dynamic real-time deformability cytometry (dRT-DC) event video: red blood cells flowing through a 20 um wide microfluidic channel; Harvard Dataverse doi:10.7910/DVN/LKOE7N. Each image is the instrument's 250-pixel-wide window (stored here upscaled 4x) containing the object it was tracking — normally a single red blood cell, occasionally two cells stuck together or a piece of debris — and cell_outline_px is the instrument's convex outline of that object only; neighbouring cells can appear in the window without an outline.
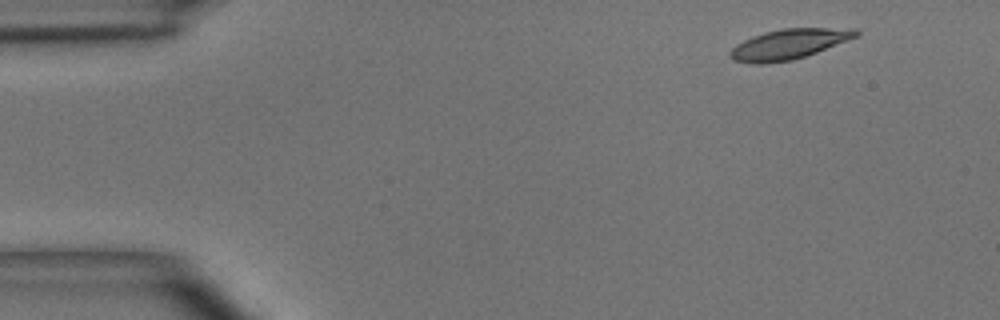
{"species": "common noctule bat (a hibernating species)", "species_latin": "Nyctalus noctula", "temperature_condition": "room temperature", "stored_images_in_passage": 4, "camera_frame_rate_fps": 3000, "um_per_image_px": 0.085, "animal": {"sex": "male", "body_mass_g": 15.6}, "frame": {"image": 1, "passage_image": 1, "time_ms": 0.0, "image_size_px": [1000, 320], "cell_outline_px": [[860, 36], [816, 52], [792, 60], [764, 64], [752, 64], [732, 60], [728, 56], [728, 52], [736, 44], [752, 36], [764, 32], [784, 28], [856, 28], [860, 32]], "centroid_in_image_um": [67.04, 3.75], "position_along_channel_um": 18.0, "area_um2": 22.31}}
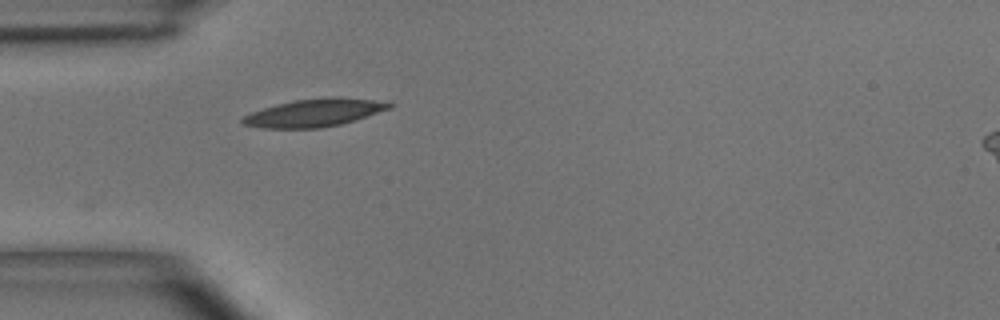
{"frame": {"image": 2, "passage_image": 4, "time_ms": 3.333, "image_size_px": [1000, 320], "cell_outline_px": [[396, 104], [392, 108], [340, 124], [320, 128], [264, 128], [244, 124], [240, 120], [244, 116], [252, 112], [264, 108], [296, 100], [332, 96], [372, 100]], "centroid_in_image_um": [26.73, 9.58], "position_along_channel_um": 58.3, "area_um2": 23.29}}